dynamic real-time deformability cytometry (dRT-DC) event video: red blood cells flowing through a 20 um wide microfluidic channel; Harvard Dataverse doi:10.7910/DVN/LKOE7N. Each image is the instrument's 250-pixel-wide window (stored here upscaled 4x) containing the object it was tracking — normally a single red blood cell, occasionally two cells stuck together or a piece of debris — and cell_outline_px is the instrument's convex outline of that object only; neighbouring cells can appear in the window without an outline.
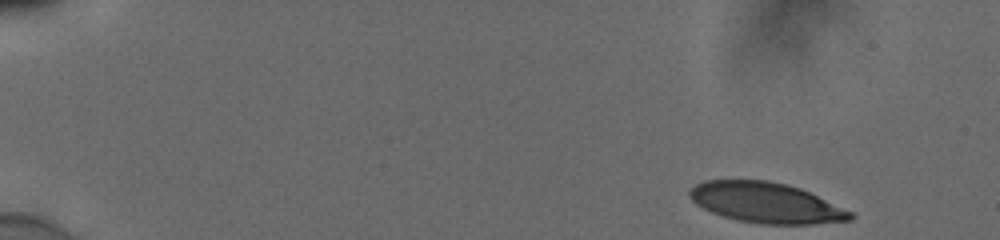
{"species": "human", "species_latin": "Homo sapiens", "temperature_condition": "cold", "stored_images_in_passage": 51, "segment_of_instrument_passage": [1, 2], "camera_frame_rate_fps": 3000, "um_per_image_px": 0.085, "donor": {"sex": "male"}, "frame": {"image": 1, "passage_image": 1, "time_ms": 0.0, "image_size_px": [1000, 240], "cell_outline_px": [[856, 216], [852, 220], [812, 224], [760, 224], [736, 220], [712, 212], [696, 204], [688, 196], [688, 192], [696, 184], [704, 180], [768, 180], [800, 188], [852, 212]], "centroid_in_image_um": [65.1, 17.23], "position_along_channel_um": 19.9, "area_um2": 37.69}}
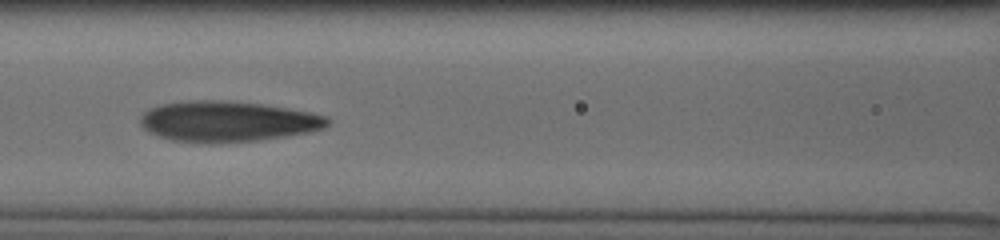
{"frame": {"image": 2, "passage_image": 22, "time_ms": 7.0, "image_size_px": [1000, 240], "cell_outline_px": [[332, 120], [324, 128], [308, 132], [288, 136], [256, 140], [212, 144], [208, 144], [172, 140], [148, 132], [140, 124], [140, 116], [148, 108], [160, 104], [188, 100], [224, 100], [264, 104], [308, 112], [328, 116]], "centroid_in_image_um": [19.32, 10.32], "position_along_channel_um": 147.3, "area_um2": 44.68}}
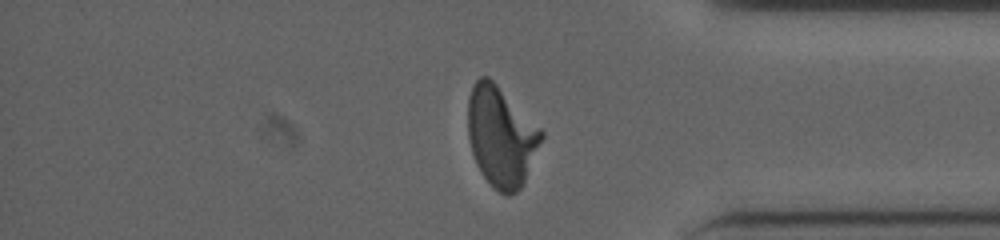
{"frame": {"image": 3, "passage_image": 42, "time_ms": 13.667, "image_size_px": [1000, 240], "cell_outline_px": [[544, 136], [524, 184], [516, 192], [508, 196], [504, 196], [480, 172], [476, 164], [472, 152], [468, 136], [468, 96], [472, 84], [480, 76], [488, 76], [544, 132]], "centroid_in_image_um": [42.59, 11.61], "position_along_channel_um": 392.6, "area_um2": 42.66}}